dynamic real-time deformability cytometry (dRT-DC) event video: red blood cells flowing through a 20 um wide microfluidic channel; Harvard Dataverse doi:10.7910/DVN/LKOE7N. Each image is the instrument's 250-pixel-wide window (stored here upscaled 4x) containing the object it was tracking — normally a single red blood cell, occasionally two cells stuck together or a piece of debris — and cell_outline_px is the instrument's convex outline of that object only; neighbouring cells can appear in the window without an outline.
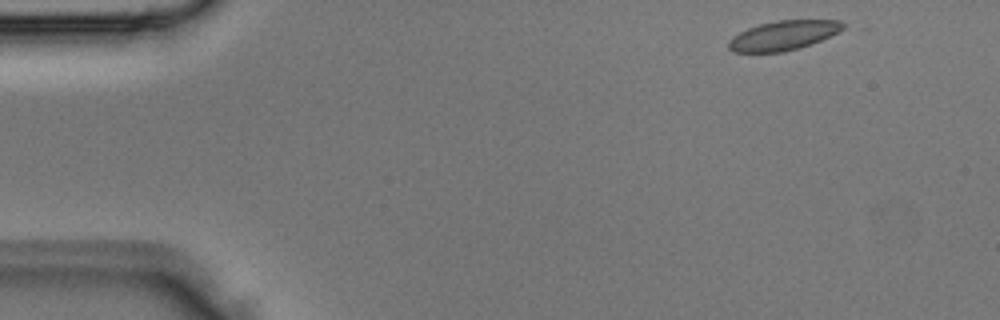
{"species": "Egyptian fruit bat (a non-hibernating species)", "species_latin": "Rousettus aegyptiacus", "temperature_condition": "room temperature", "stored_images_in_passage": 3, "camera_frame_rate_fps": 3000, "um_per_image_px": 0.085, "animal": {"sex": "male"}, "frame": {"image": 1, "passage_image": 1, "time_ms": 0.0, "image_size_px": [1000, 320], "cell_outline_px": [[844, 28], [812, 44], [800, 48], [784, 52], [732, 52], [728, 48], [728, 40], [732, 36], [748, 28], [760, 24], [776, 20], [840, 20], [844, 24]], "centroid_in_image_um": [66.54, 3.02], "position_along_channel_um": 18.5, "area_um2": 19.59}}
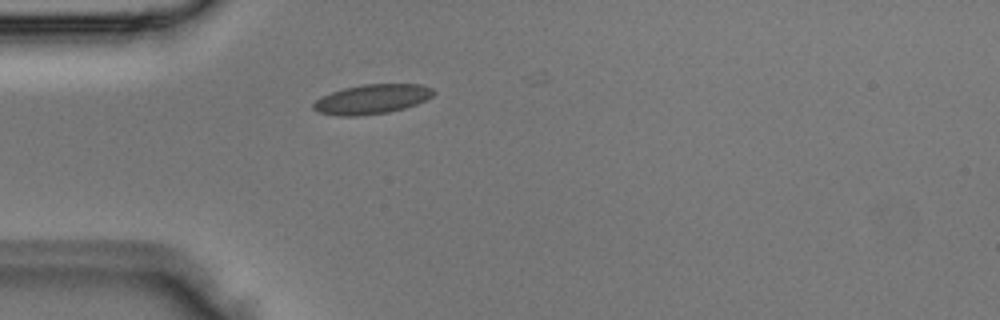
{"frame": {"image": 2, "passage_image": 3, "time_ms": 0.667, "image_size_px": [1000, 320], "cell_outline_px": [[436, 92], [432, 96], [416, 104], [404, 108], [388, 112], [356, 116], [336, 116], [316, 112], [312, 108], [312, 104], [316, 100], [332, 92], [344, 88], [364, 84], [420, 84], [432, 88]], "centroid_in_image_um": [31.59, 8.43], "position_along_channel_um": 53.4, "area_um2": 20.63}}